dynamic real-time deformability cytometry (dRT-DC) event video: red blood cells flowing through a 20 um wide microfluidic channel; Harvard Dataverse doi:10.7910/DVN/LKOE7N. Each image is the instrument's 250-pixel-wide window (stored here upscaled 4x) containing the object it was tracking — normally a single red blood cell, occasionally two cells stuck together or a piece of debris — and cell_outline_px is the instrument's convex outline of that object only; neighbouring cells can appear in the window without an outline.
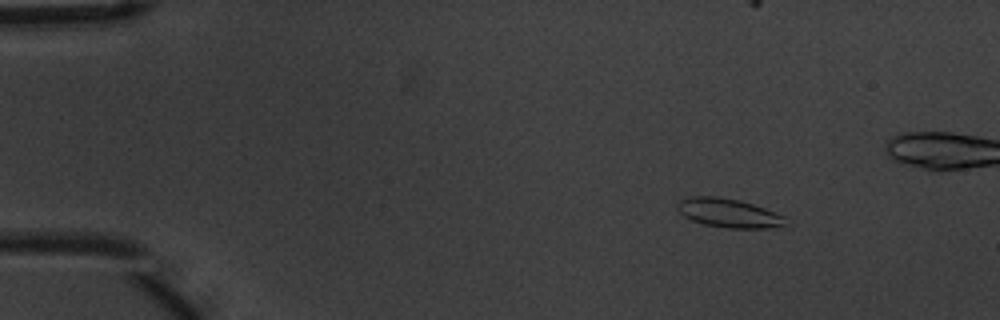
{"species": "common noctule bat (a hibernating species)", "species_latin": "Nyctalus noctula", "temperature_condition": "warm", "stored_images_in_passage": 7, "camera_frame_rate_fps": 3000, "um_per_image_px": 0.085, "animal": {"sex": "male", "body_mass_g": 20.1, "forearm_length_mm": 53.5}, "frame": {"image": 1, "passage_image": 2, "time_ms": 0.333, "image_size_px": [1000, 320], "cell_outline_px": [[784, 224], [768, 228], [728, 228], [704, 224], [692, 220], [684, 216], [676, 208], [676, 204], [680, 200], [688, 196], [716, 196], [740, 200], [764, 208], [784, 216]], "centroid_in_image_um": [61.86, 18.09], "position_along_channel_um": 23.1, "area_um2": 18.03}}